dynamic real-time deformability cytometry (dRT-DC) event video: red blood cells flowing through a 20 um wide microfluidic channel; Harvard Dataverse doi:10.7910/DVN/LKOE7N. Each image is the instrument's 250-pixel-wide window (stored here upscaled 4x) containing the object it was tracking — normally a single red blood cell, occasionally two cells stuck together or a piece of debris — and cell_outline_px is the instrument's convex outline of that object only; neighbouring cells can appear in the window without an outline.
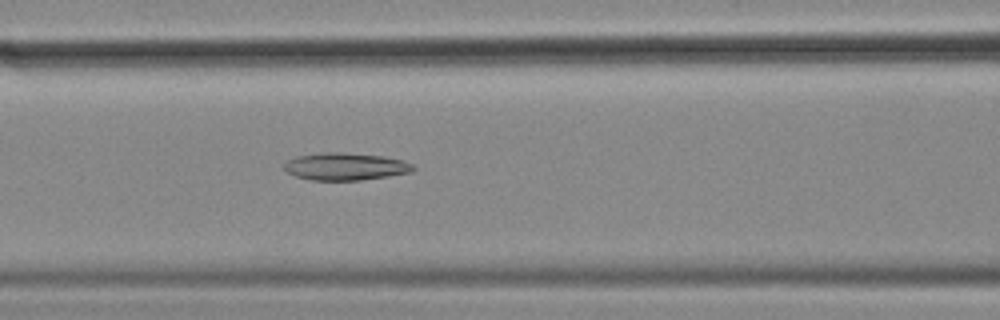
{"species": "common noctule bat (a hibernating species)", "species_latin": "Nyctalus noctula", "temperature_condition": "cold", "stored_images_in_passage": 13, "camera_frame_rate_fps": 3000, "um_per_image_px": 0.085, "animal": {"sex": "female", "body_mass_g": 18.4}, "frame": {"image": 1, "passage_image": 6, "time_ms": 1.667, "image_size_px": [1000, 320], "cell_outline_px": [[416, 168], [412, 172], [388, 176], [360, 180], [312, 180], [296, 176], [288, 172], [284, 168], [284, 164], [288, 160], [296, 156], [320, 152], [344, 152], [384, 156], [404, 160], [412, 164]], "centroid_in_image_um": [29.38, 14.14], "position_along_channel_um": 137.2, "area_um2": 20.69}}
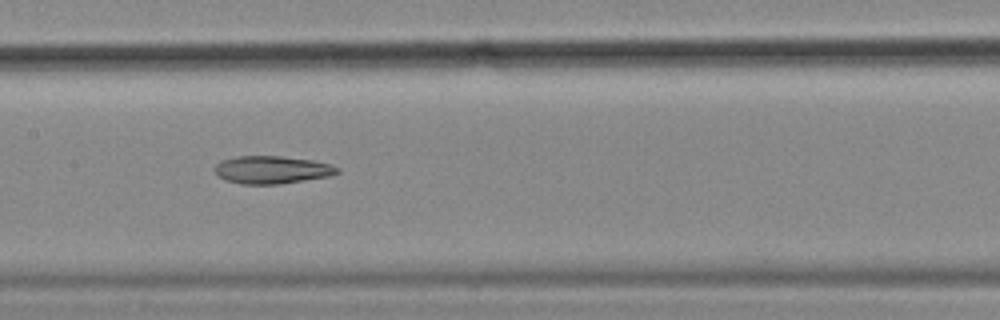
{"frame": {"image": 2, "passage_image": 10, "time_ms": 3.0, "image_size_px": [1000, 320], "cell_outline_px": [[340, 172], [328, 176], [280, 184], [240, 184], [224, 180], [212, 168], [220, 160], [236, 156], [280, 156], [312, 160], [332, 164], [340, 168]], "centroid_in_image_um": [23.09, 14.43], "position_along_channel_um": 184.3, "area_um2": 19.94}}